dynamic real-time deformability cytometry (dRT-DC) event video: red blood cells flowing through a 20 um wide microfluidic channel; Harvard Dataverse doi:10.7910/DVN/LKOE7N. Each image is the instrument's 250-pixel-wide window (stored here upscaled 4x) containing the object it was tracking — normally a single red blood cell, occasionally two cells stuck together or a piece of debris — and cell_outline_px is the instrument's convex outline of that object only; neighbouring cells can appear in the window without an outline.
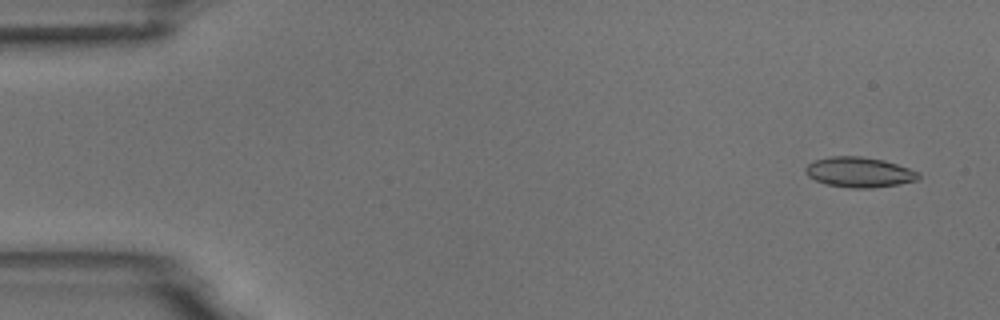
{"species": "common noctule bat (a hibernating species)", "species_latin": "Nyctalus noctula", "temperature_condition": "room temperature", "stored_images_in_passage": 55, "camera_frame_rate_fps": 3000, "um_per_image_px": 0.085, "animal": {"sex": "male", "body_mass_g": 18.8}, "frame": {"image": 1, "passage_image": 3, "time_ms": 0.667, "image_size_px": [1000, 320], "cell_outline_px": [[920, 176], [916, 180], [900, 184], [872, 188], [852, 188], [828, 184], [816, 180], [808, 176], [804, 172], [804, 168], [808, 164], [816, 160], [828, 156], [860, 156], [884, 160], [920, 172]], "centroid_in_image_um": [73.03, 14.63], "position_along_channel_um": 12.0, "area_um2": 19.83}}
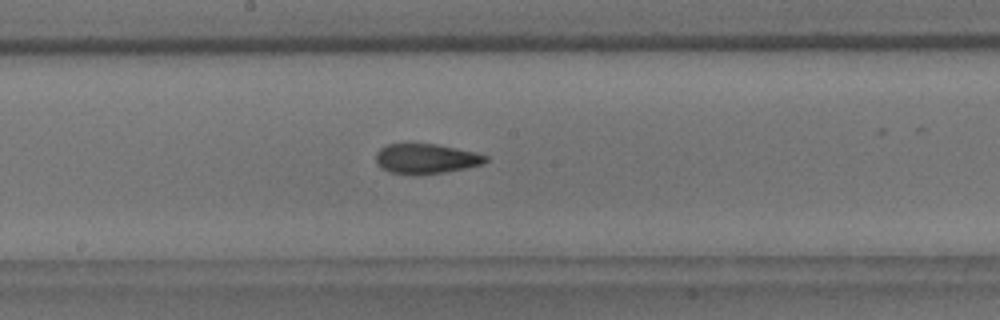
{"frame": {"image": 2, "passage_image": 29, "time_ms": 9.333, "image_size_px": [1000, 320], "cell_outline_px": [[488, 160], [484, 164], [444, 172], [416, 176], [412, 176], [388, 172], [380, 168], [376, 164], [376, 152], [380, 148], [388, 144], [436, 144], [476, 152], [488, 156]], "centroid_in_image_um": [36.18, 13.51], "position_along_channel_um": 212.0, "area_um2": 19.48}}
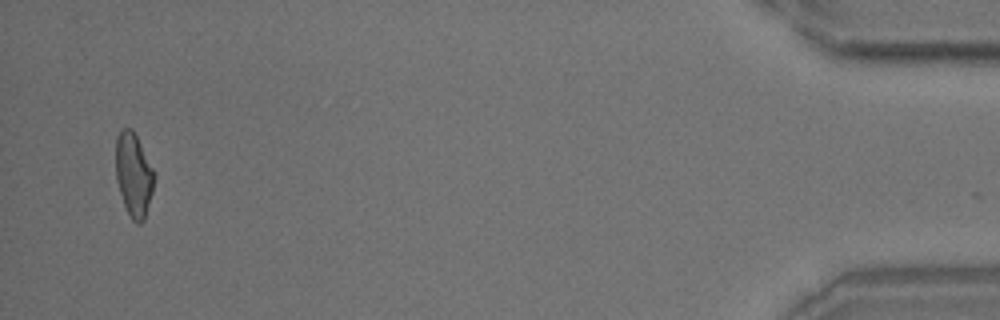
{"frame": {"image": 3, "passage_image": 53, "time_ms": 17.333, "image_size_px": [1000, 320], "cell_outline_px": [[152, 192], [144, 220], [140, 224], [136, 224], [132, 220], [124, 204], [116, 180], [116, 136], [124, 128], [132, 128], [152, 168]], "centroid_in_image_um": [11.33, 14.87], "position_along_channel_um": 423.9, "area_um2": 18.15}, "authors_computed_cell_mechanics": {"area_um2": 19.363, "velocity_mm_per_s": 3.689, "shape_relaxation_time_tau1_ms": 5.3684, "shape_relaxation_time_tau2_ms": 2.2191, "deformation_change_tau1": 0.1628, "deformation_change_tau2": 0.1012}}